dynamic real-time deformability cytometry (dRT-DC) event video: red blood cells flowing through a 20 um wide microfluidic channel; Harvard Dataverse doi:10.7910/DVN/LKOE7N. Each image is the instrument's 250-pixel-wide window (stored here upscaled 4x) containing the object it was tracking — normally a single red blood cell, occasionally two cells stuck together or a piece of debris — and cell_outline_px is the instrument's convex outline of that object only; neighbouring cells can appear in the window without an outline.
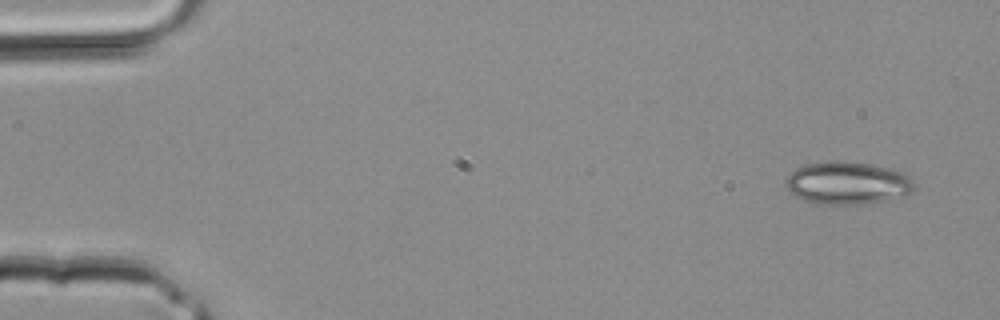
{"species": "common noctule bat (a hibernating species)", "species_latin": "Nyctalus noctula", "temperature_condition": "room temperature", "stored_images_in_passage": 4, "segment_of_instrument_passage": [1, 2], "camera_frame_rate_fps": 3000, "um_per_image_px": 0.085, "animal": {"sex": "male", "body_mass_g": 20.4}, "frame": {"image": 1, "passage_image": 1, "time_ms": 0.0, "image_size_px": [1000, 320], "cell_outline_px": [[916, 192], [908, 196], [860, 204], [812, 204], [796, 196], [784, 184], [784, 180], [796, 168], [804, 164], [832, 160], [844, 160], [872, 164], [904, 172], [916, 184]], "centroid_in_image_um": [72.08, 15.55], "position_along_channel_um": 12.9, "area_um2": 32.54}}